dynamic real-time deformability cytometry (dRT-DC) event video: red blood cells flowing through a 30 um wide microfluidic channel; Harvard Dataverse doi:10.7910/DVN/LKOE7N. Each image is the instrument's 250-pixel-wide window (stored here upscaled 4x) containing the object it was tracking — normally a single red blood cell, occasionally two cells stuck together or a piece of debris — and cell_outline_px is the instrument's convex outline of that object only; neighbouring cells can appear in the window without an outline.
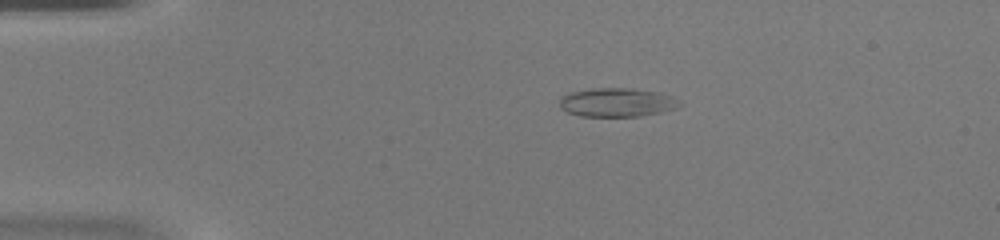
{"species": "common noctule bat (a hibernating species)", "species_latin": "Nyctalus noctula", "temperature_condition": "warm", "stored_images_in_passage": 47, "camera_frame_rate_fps": 3000, "um_per_image_px": 0.085, "animal": {"sex": "female", "body_mass_g": 20.0, "forearm_length_mm": 54.0}, "frame": {"image": 1, "passage_image": 10, "time_ms": 3.0, "image_size_px": [1000, 240], "cell_outline_px": [[684, 104], [676, 108], [660, 112], [640, 116], [580, 116], [568, 112], [560, 108], [560, 96], [572, 92], [592, 88], [632, 88], [656, 92], [672, 96]], "centroid_in_image_um": [52.44, 8.7], "position_along_channel_um": 32.6, "area_um2": 20.11}}
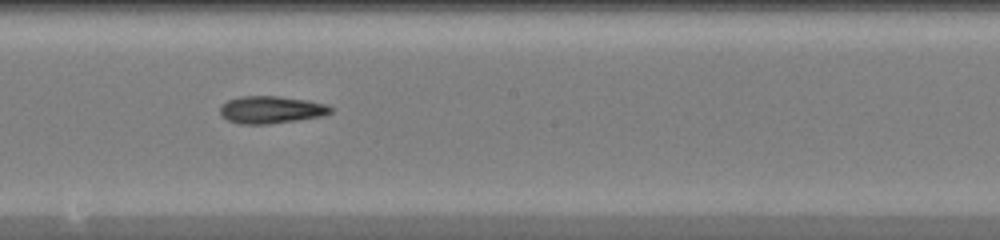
{"frame": {"image": 2, "passage_image": 27, "time_ms": 8.667, "image_size_px": [1000, 240], "cell_outline_px": [[332, 112], [320, 116], [296, 120], [268, 124], [240, 124], [228, 120], [220, 116], [220, 108], [228, 100], [240, 96], [276, 96], [308, 100], [328, 104], [332, 108]], "centroid_in_image_um": [23.04, 9.32], "position_along_channel_um": 225.2, "area_um2": 17.57}}
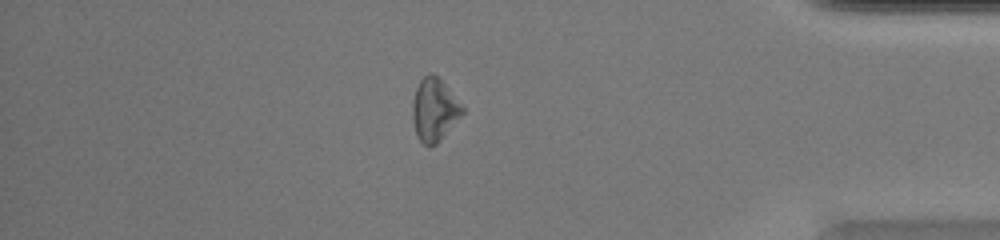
{"frame": {"image": 3, "passage_image": 41, "time_ms": 13.333, "image_size_px": [1000, 240], "cell_outline_px": [[464, 112], [440, 140], [436, 144], [428, 148], [420, 140], [416, 132], [412, 120], [412, 104], [416, 88], [420, 80], [428, 72], [432, 72], [444, 84], [464, 108]], "centroid_in_image_um": [36.89, 9.34], "position_along_channel_um": 398.3, "area_um2": 17.98}}